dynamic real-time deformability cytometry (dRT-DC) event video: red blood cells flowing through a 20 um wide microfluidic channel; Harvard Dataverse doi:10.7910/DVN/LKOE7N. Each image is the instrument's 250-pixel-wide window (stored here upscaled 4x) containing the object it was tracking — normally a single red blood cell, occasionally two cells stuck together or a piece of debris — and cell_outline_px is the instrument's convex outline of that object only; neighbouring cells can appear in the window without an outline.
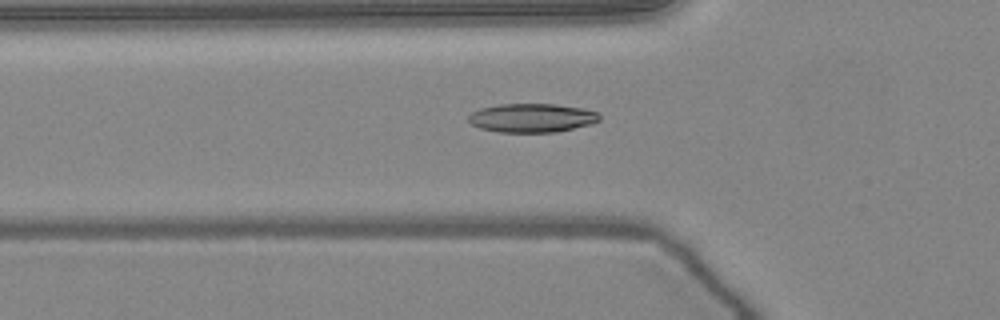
{"species": "common noctule bat (a hibernating species)", "species_latin": "Nyctalus noctula", "temperature_condition": "warm", "stored_images_in_passage": 47, "camera_frame_rate_fps": 3000, "um_per_image_px": 0.085, "animal": {"sex": "female", "body_mass_g": 24.6, "forearm_length_mm": 56.2}, "frame": {"image": 1, "passage_image": 17, "time_ms": 5.333, "image_size_px": [1000, 320], "cell_outline_px": [[600, 120], [592, 124], [556, 132], [496, 132], [480, 128], [472, 124], [468, 120], [468, 116], [472, 112], [480, 108], [500, 104], [556, 104], [580, 108], [596, 112], [600, 116]], "centroid_in_image_um": [45.19, 10.02], "position_along_channel_um": 80.6, "area_um2": 21.96}}
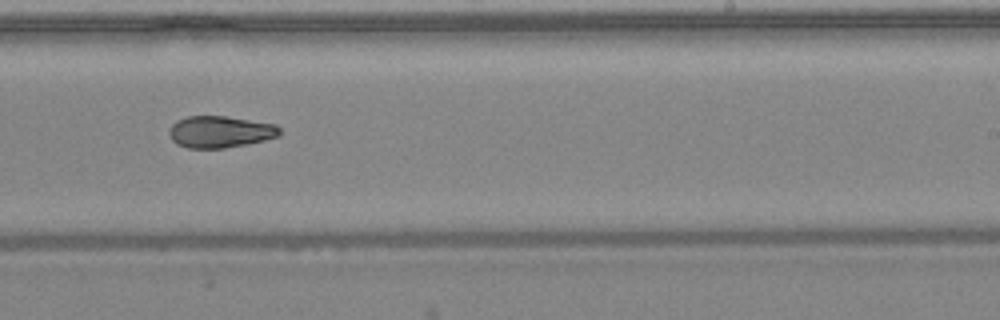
{"frame": {"image": 2, "passage_image": 31, "time_ms": 10.0, "image_size_px": [1000, 320], "cell_outline_px": [[280, 136], [264, 140], [224, 148], [188, 148], [176, 144], [172, 140], [168, 132], [168, 128], [176, 120], [188, 116], [224, 116], [276, 124], [280, 128]], "centroid_in_image_um": [18.68, 11.2], "position_along_channel_um": 270.3, "area_um2": 20.46}}
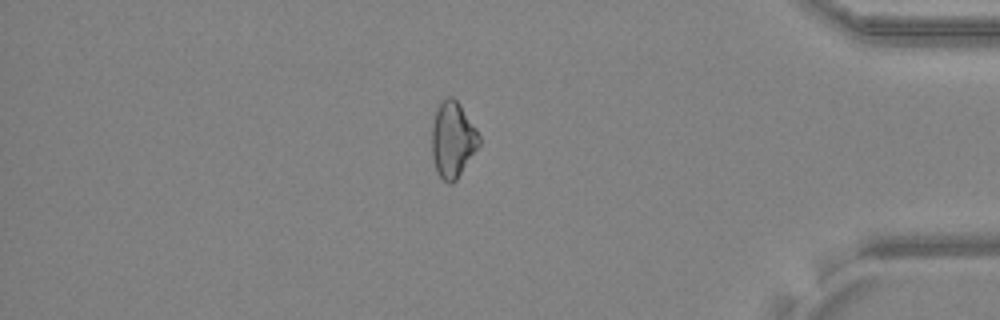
{"frame": {"image": 3, "passage_image": 43, "time_ms": 14.0, "image_size_px": [1000, 320], "cell_outline_px": [[480, 144], [456, 180], [452, 184], [448, 184], [436, 172], [432, 156], [432, 124], [436, 112], [440, 104], [448, 96], [452, 96], [460, 104], [476, 128], [480, 136]], "centroid_in_image_um": [38.48, 11.89], "position_along_channel_um": 396.7, "area_um2": 20.75}}